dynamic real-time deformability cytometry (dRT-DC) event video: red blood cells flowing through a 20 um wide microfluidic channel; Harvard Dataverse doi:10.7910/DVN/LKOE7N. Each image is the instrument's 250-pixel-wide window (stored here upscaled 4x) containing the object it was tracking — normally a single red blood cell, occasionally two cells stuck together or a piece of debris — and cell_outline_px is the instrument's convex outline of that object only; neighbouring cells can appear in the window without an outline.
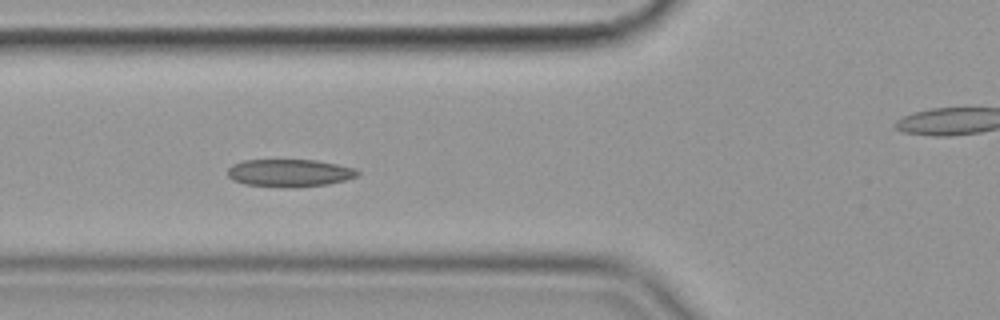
{"species": "common noctule bat (a hibernating species)", "species_latin": "Nyctalus noctula", "temperature_condition": "cold", "stored_images_in_passage": 19, "camera_frame_rate_fps": 3000, "um_per_image_px": 0.085, "animal": {"sex": "female", "body_mass_g": 19.9}, "frame": {"image": 1, "passage_image": 9, "time_ms": 2.667, "image_size_px": [1000, 320], "cell_outline_px": [[360, 172], [356, 176], [344, 180], [328, 184], [296, 188], [288, 188], [244, 184], [232, 180], [228, 176], [228, 168], [232, 164], [244, 160], [316, 160], [356, 168]], "centroid_in_image_um": [24.59, 14.71], "position_along_channel_um": 101.2, "area_um2": 21.04}}